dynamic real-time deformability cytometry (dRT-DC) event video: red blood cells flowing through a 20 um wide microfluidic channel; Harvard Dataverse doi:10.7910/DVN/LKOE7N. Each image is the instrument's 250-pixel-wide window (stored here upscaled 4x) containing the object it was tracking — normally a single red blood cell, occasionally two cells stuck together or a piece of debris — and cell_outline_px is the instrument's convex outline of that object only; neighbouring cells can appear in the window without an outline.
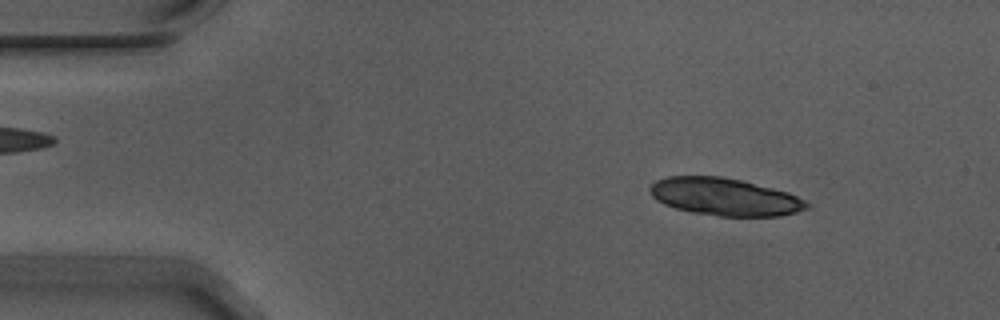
{"species": "Egyptian fruit bat (a non-hibernating species)", "species_latin": "Rousettus aegyptiacus", "temperature_condition": "warm", "stored_images_in_passage": 50, "camera_frame_rate_fps": 3000, "um_per_image_px": 0.085, "animal": {"sex": "male"}, "frame": {"image": 1, "passage_image": 3, "time_ms": 0.667, "image_size_px": [1000, 320], "cell_outline_px": [[808, 208], [796, 212], [780, 216], [720, 216], [692, 212], [676, 208], [664, 204], [656, 200], [652, 196], [648, 188], [656, 180], [668, 176], [720, 176], [740, 180], [788, 192], [804, 200], [808, 204]], "centroid_in_image_um": [61.57, 16.73], "position_along_channel_um": 23.4, "area_um2": 34.04}}